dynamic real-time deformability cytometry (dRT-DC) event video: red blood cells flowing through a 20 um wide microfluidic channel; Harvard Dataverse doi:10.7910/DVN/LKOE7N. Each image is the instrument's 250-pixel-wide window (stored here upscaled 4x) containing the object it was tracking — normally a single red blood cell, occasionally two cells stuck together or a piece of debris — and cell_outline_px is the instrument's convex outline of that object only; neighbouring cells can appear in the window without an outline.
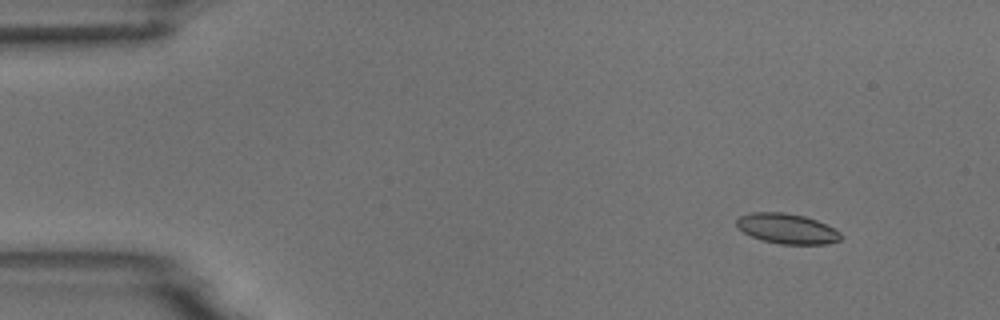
{"species": "common noctule bat (a hibernating species)", "species_latin": "Nyctalus noctula", "temperature_condition": "room temperature", "stored_images_in_passage": 5, "camera_frame_rate_fps": 3000, "um_per_image_px": 0.085, "animal": {"sex": "male", "body_mass_g": 18.8}, "frame": {"image": 1, "passage_image": 2, "time_ms": 1.333, "image_size_px": [1000, 320], "cell_outline_px": [[840, 240], [828, 244], [780, 244], [764, 240], [752, 236], [744, 232], [736, 224], [736, 220], [740, 216], [752, 212], [784, 212], [804, 216], [816, 220], [840, 232]], "centroid_in_image_um": [66.89, 19.43], "position_along_channel_um": 18.1, "area_um2": 18.03}}
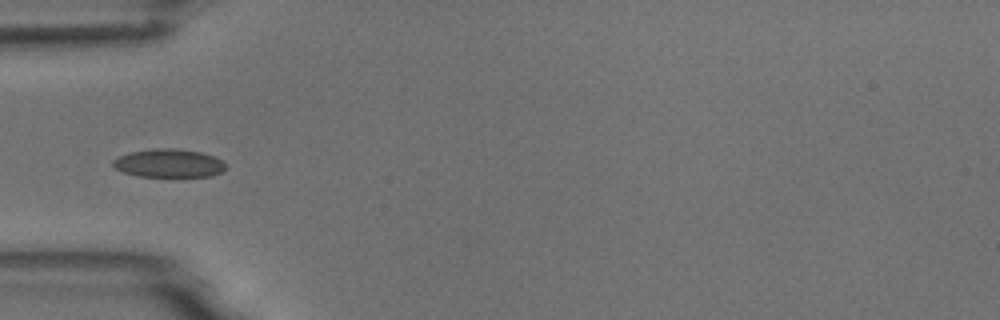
{"frame": {"image": 2, "passage_image": 5, "time_ms": 5.333, "image_size_px": [1000, 320], "cell_outline_px": [[228, 168], [212, 176], [136, 176], [124, 172], [116, 168], [112, 164], [112, 160], [128, 152], [152, 148], [176, 148], [200, 152], [212, 156], [220, 160]], "centroid_in_image_um": [14.32, 13.86], "position_along_channel_um": 70.7, "area_um2": 18.55}}